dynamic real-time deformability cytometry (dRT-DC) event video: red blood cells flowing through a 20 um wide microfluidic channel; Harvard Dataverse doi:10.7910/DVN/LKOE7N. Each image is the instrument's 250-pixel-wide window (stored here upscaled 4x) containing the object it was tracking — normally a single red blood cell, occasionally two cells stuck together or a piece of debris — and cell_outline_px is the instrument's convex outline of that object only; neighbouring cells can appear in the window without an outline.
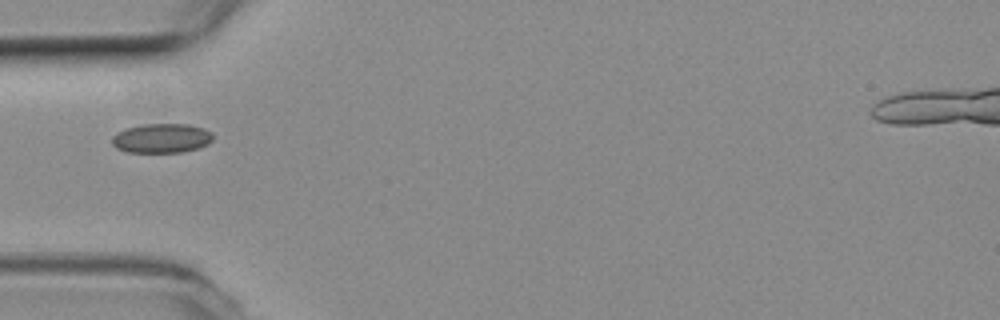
{"species": "common noctule bat (a hibernating species)", "species_latin": "Nyctalus noctula", "temperature_condition": "room temperature", "stored_images_in_passage": 1, "camera_frame_rate_fps": 3000, "um_per_image_px": 0.085, "animal": {"sex": "female", "body_mass_g": 19.3, "forearm_length_mm": 54.1}, "frame": {"image": 1, "passage_image": 1, "time_ms": 0.0, "image_size_px": [1000, 320], "cell_outline_px": [[212, 140], [208, 144], [200, 148], [180, 152], [128, 152], [116, 148], [112, 144], [112, 136], [116, 132], [124, 128], [144, 124], [188, 124], [204, 128], [212, 132]], "centroid_in_image_um": [13.73, 11.74], "position_along_channel_um": 71.3, "area_um2": 17.46}}